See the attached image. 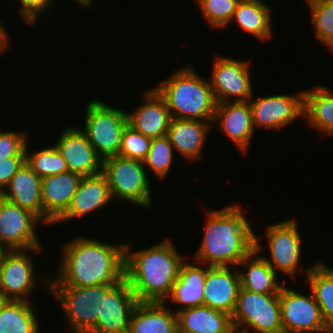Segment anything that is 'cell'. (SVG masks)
Returning a JSON list of instances; mask_svg holds the SVG:
<instances>
[{
	"mask_svg": "<svg viewBox=\"0 0 333 333\" xmlns=\"http://www.w3.org/2000/svg\"><path fill=\"white\" fill-rule=\"evenodd\" d=\"M174 152V148L167 136L153 138L143 164L150 167L156 177L162 180L170 173Z\"/></svg>",
	"mask_w": 333,
	"mask_h": 333,
	"instance_id": "cell-33",
	"label": "cell"
},
{
	"mask_svg": "<svg viewBox=\"0 0 333 333\" xmlns=\"http://www.w3.org/2000/svg\"><path fill=\"white\" fill-rule=\"evenodd\" d=\"M316 38L323 44L333 37V0H306Z\"/></svg>",
	"mask_w": 333,
	"mask_h": 333,
	"instance_id": "cell-35",
	"label": "cell"
},
{
	"mask_svg": "<svg viewBox=\"0 0 333 333\" xmlns=\"http://www.w3.org/2000/svg\"><path fill=\"white\" fill-rule=\"evenodd\" d=\"M178 333H235L231 315L201 305L176 312Z\"/></svg>",
	"mask_w": 333,
	"mask_h": 333,
	"instance_id": "cell-26",
	"label": "cell"
},
{
	"mask_svg": "<svg viewBox=\"0 0 333 333\" xmlns=\"http://www.w3.org/2000/svg\"><path fill=\"white\" fill-rule=\"evenodd\" d=\"M24 163L25 155H17L0 160V194Z\"/></svg>",
	"mask_w": 333,
	"mask_h": 333,
	"instance_id": "cell-39",
	"label": "cell"
},
{
	"mask_svg": "<svg viewBox=\"0 0 333 333\" xmlns=\"http://www.w3.org/2000/svg\"><path fill=\"white\" fill-rule=\"evenodd\" d=\"M241 205L206 212L204 237L195 260L208 266L235 267L255 250V232Z\"/></svg>",
	"mask_w": 333,
	"mask_h": 333,
	"instance_id": "cell-3",
	"label": "cell"
},
{
	"mask_svg": "<svg viewBox=\"0 0 333 333\" xmlns=\"http://www.w3.org/2000/svg\"><path fill=\"white\" fill-rule=\"evenodd\" d=\"M272 9L262 0H240L232 17L238 26L255 38L266 41L273 37Z\"/></svg>",
	"mask_w": 333,
	"mask_h": 333,
	"instance_id": "cell-28",
	"label": "cell"
},
{
	"mask_svg": "<svg viewBox=\"0 0 333 333\" xmlns=\"http://www.w3.org/2000/svg\"><path fill=\"white\" fill-rule=\"evenodd\" d=\"M142 94L145 102L126 112L128 126L151 139L166 136L171 120L166 101L154 87Z\"/></svg>",
	"mask_w": 333,
	"mask_h": 333,
	"instance_id": "cell-19",
	"label": "cell"
},
{
	"mask_svg": "<svg viewBox=\"0 0 333 333\" xmlns=\"http://www.w3.org/2000/svg\"><path fill=\"white\" fill-rule=\"evenodd\" d=\"M39 223L44 224L36 214L0 196V244L7 250L43 248L35 229Z\"/></svg>",
	"mask_w": 333,
	"mask_h": 333,
	"instance_id": "cell-12",
	"label": "cell"
},
{
	"mask_svg": "<svg viewBox=\"0 0 333 333\" xmlns=\"http://www.w3.org/2000/svg\"><path fill=\"white\" fill-rule=\"evenodd\" d=\"M29 140L25 147V163L41 178L57 175L68 171L67 163L62 154L54 146L39 149L29 154Z\"/></svg>",
	"mask_w": 333,
	"mask_h": 333,
	"instance_id": "cell-32",
	"label": "cell"
},
{
	"mask_svg": "<svg viewBox=\"0 0 333 333\" xmlns=\"http://www.w3.org/2000/svg\"><path fill=\"white\" fill-rule=\"evenodd\" d=\"M49 293L63 308L66 324L72 333H90L101 316L102 298L115 287L106 284L95 286H48ZM56 297V298H55Z\"/></svg>",
	"mask_w": 333,
	"mask_h": 333,
	"instance_id": "cell-5",
	"label": "cell"
},
{
	"mask_svg": "<svg viewBox=\"0 0 333 333\" xmlns=\"http://www.w3.org/2000/svg\"><path fill=\"white\" fill-rule=\"evenodd\" d=\"M82 178L80 174L70 171L42 178L45 226L54 224L67 211Z\"/></svg>",
	"mask_w": 333,
	"mask_h": 333,
	"instance_id": "cell-20",
	"label": "cell"
},
{
	"mask_svg": "<svg viewBox=\"0 0 333 333\" xmlns=\"http://www.w3.org/2000/svg\"><path fill=\"white\" fill-rule=\"evenodd\" d=\"M327 333H333V330H329V331H327Z\"/></svg>",
	"mask_w": 333,
	"mask_h": 333,
	"instance_id": "cell-45",
	"label": "cell"
},
{
	"mask_svg": "<svg viewBox=\"0 0 333 333\" xmlns=\"http://www.w3.org/2000/svg\"><path fill=\"white\" fill-rule=\"evenodd\" d=\"M240 288L238 268L207 266L203 305L232 315Z\"/></svg>",
	"mask_w": 333,
	"mask_h": 333,
	"instance_id": "cell-17",
	"label": "cell"
},
{
	"mask_svg": "<svg viewBox=\"0 0 333 333\" xmlns=\"http://www.w3.org/2000/svg\"><path fill=\"white\" fill-rule=\"evenodd\" d=\"M41 193L42 178L24 163L0 196L33 212L43 221Z\"/></svg>",
	"mask_w": 333,
	"mask_h": 333,
	"instance_id": "cell-25",
	"label": "cell"
},
{
	"mask_svg": "<svg viewBox=\"0 0 333 333\" xmlns=\"http://www.w3.org/2000/svg\"><path fill=\"white\" fill-rule=\"evenodd\" d=\"M138 300L124 279L102 298L101 316L90 333H128L130 317Z\"/></svg>",
	"mask_w": 333,
	"mask_h": 333,
	"instance_id": "cell-16",
	"label": "cell"
},
{
	"mask_svg": "<svg viewBox=\"0 0 333 333\" xmlns=\"http://www.w3.org/2000/svg\"><path fill=\"white\" fill-rule=\"evenodd\" d=\"M54 145L66 161L68 171L82 177L102 173L103 160L81 129L71 126L64 128Z\"/></svg>",
	"mask_w": 333,
	"mask_h": 333,
	"instance_id": "cell-15",
	"label": "cell"
},
{
	"mask_svg": "<svg viewBox=\"0 0 333 333\" xmlns=\"http://www.w3.org/2000/svg\"><path fill=\"white\" fill-rule=\"evenodd\" d=\"M154 88L166 101L171 118L213 121L217 102L209 79L191 66L178 68Z\"/></svg>",
	"mask_w": 333,
	"mask_h": 333,
	"instance_id": "cell-4",
	"label": "cell"
},
{
	"mask_svg": "<svg viewBox=\"0 0 333 333\" xmlns=\"http://www.w3.org/2000/svg\"><path fill=\"white\" fill-rule=\"evenodd\" d=\"M31 252L40 254L42 248L8 250L3 256L0 265V292L7 300L31 302L29 297L38 284V279L34 276Z\"/></svg>",
	"mask_w": 333,
	"mask_h": 333,
	"instance_id": "cell-13",
	"label": "cell"
},
{
	"mask_svg": "<svg viewBox=\"0 0 333 333\" xmlns=\"http://www.w3.org/2000/svg\"><path fill=\"white\" fill-rule=\"evenodd\" d=\"M131 245L125 243V280L138 302H169L184 257L170 239L135 252Z\"/></svg>",
	"mask_w": 333,
	"mask_h": 333,
	"instance_id": "cell-2",
	"label": "cell"
},
{
	"mask_svg": "<svg viewBox=\"0 0 333 333\" xmlns=\"http://www.w3.org/2000/svg\"><path fill=\"white\" fill-rule=\"evenodd\" d=\"M6 298L5 296L0 292V309L2 307V305L6 302Z\"/></svg>",
	"mask_w": 333,
	"mask_h": 333,
	"instance_id": "cell-44",
	"label": "cell"
},
{
	"mask_svg": "<svg viewBox=\"0 0 333 333\" xmlns=\"http://www.w3.org/2000/svg\"><path fill=\"white\" fill-rule=\"evenodd\" d=\"M265 233L270 257L263 258L275 272L278 271L295 280L302 255V237L297 221L291 218L280 223H272L267 225Z\"/></svg>",
	"mask_w": 333,
	"mask_h": 333,
	"instance_id": "cell-11",
	"label": "cell"
},
{
	"mask_svg": "<svg viewBox=\"0 0 333 333\" xmlns=\"http://www.w3.org/2000/svg\"><path fill=\"white\" fill-rule=\"evenodd\" d=\"M304 118L311 127L333 136V91L320 84L304 90Z\"/></svg>",
	"mask_w": 333,
	"mask_h": 333,
	"instance_id": "cell-29",
	"label": "cell"
},
{
	"mask_svg": "<svg viewBox=\"0 0 333 333\" xmlns=\"http://www.w3.org/2000/svg\"><path fill=\"white\" fill-rule=\"evenodd\" d=\"M62 250L59 272L48 286H117L125 279V244L77 236Z\"/></svg>",
	"mask_w": 333,
	"mask_h": 333,
	"instance_id": "cell-1",
	"label": "cell"
},
{
	"mask_svg": "<svg viewBox=\"0 0 333 333\" xmlns=\"http://www.w3.org/2000/svg\"><path fill=\"white\" fill-rule=\"evenodd\" d=\"M324 45H326L327 48L332 51L333 50V37L330 38L327 42H325Z\"/></svg>",
	"mask_w": 333,
	"mask_h": 333,
	"instance_id": "cell-43",
	"label": "cell"
},
{
	"mask_svg": "<svg viewBox=\"0 0 333 333\" xmlns=\"http://www.w3.org/2000/svg\"><path fill=\"white\" fill-rule=\"evenodd\" d=\"M32 302L6 300L0 309V333H40Z\"/></svg>",
	"mask_w": 333,
	"mask_h": 333,
	"instance_id": "cell-31",
	"label": "cell"
},
{
	"mask_svg": "<svg viewBox=\"0 0 333 333\" xmlns=\"http://www.w3.org/2000/svg\"><path fill=\"white\" fill-rule=\"evenodd\" d=\"M215 59L209 82L216 102L249 101L253 97L250 76L251 61L220 55Z\"/></svg>",
	"mask_w": 333,
	"mask_h": 333,
	"instance_id": "cell-9",
	"label": "cell"
},
{
	"mask_svg": "<svg viewBox=\"0 0 333 333\" xmlns=\"http://www.w3.org/2000/svg\"><path fill=\"white\" fill-rule=\"evenodd\" d=\"M212 122L171 118L166 136L174 151L193 162L203 156V146H205L209 130L212 128L210 127Z\"/></svg>",
	"mask_w": 333,
	"mask_h": 333,
	"instance_id": "cell-22",
	"label": "cell"
},
{
	"mask_svg": "<svg viewBox=\"0 0 333 333\" xmlns=\"http://www.w3.org/2000/svg\"><path fill=\"white\" fill-rule=\"evenodd\" d=\"M102 173L108 180L112 199L130 201L142 208L153 205L148 172L143 161L112 156L103 160Z\"/></svg>",
	"mask_w": 333,
	"mask_h": 333,
	"instance_id": "cell-6",
	"label": "cell"
},
{
	"mask_svg": "<svg viewBox=\"0 0 333 333\" xmlns=\"http://www.w3.org/2000/svg\"><path fill=\"white\" fill-rule=\"evenodd\" d=\"M79 4H81L82 7L92 8V0H75Z\"/></svg>",
	"mask_w": 333,
	"mask_h": 333,
	"instance_id": "cell-41",
	"label": "cell"
},
{
	"mask_svg": "<svg viewBox=\"0 0 333 333\" xmlns=\"http://www.w3.org/2000/svg\"><path fill=\"white\" fill-rule=\"evenodd\" d=\"M212 123L220 125L221 131L233 144H236L242 153L247 154L250 140H253L256 130L249 101L217 103Z\"/></svg>",
	"mask_w": 333,
	"mask_h": 333,
	"instance_id": "cell-18",
	"label": "cell"
},
{
	"mask_svg": "<svg viewBox=\"0 0 333 333\" xmlns=\"http://www.w3.org/2000/svg\"><path fill=\"white\" fill-rule=\"evenodd\" d=\"M7 251L8 250L3 245L0 244V265H1V261H2L3 256Z\"/></svg>",
	"mask_w": 333,
	"mask_h": 333,
	"instance_id": "cell-42",
	"label": "cell"
},
{
	"mask_svg": "<svg viewBox=\"0 0 333 333\" xmlns=\"http://www.w3.org/2000/svg\"><path fill=\"white\" fill-rule=\"evenodd\" d=\"M306 269L310 291L321 309L327 328L333 330V268L319 261Z\"/></svg>",
	"mask_w": 333,
	"mask_h": 333,
	"instance_id": "cell-30",
	"label": "cell"
},
{
	"mask_svg": "<svg viewBox=\"0 0 333 333\" xmlns=\"http://www.w3.org/2000/svg\"><path fill=\"white\" fill-rule=\"evenodd\" d=\"M196 264L184 261L181 265L178 278L174 281L169 301L180 306L175 312L203 305L204 283L207 276L206 267H201L202 263ZM199 263V264H198ZM198 264V265H197ZM197 265V266H196Z\"/></svg>",
	"mask_w": 333,
	"mask_h": 333,
	"instance_id": "cell-27",
	"label": "cell"
},
{
	"mask_svg": "<svg viewBox=\"0 0 333 333\" xmlns=\"http://www.w3.org/2000/svg\"><path fill=\"white\" fill-rule=\"evenodd\" d=\"M231 320L235 333H283L279 294L240 288Z\"/></svg>",
	"mask_w": 333,
	"mask_h": 333,
	"instance_id": "cell-8",
	"label": "cell"
},
{
	"mask_svg": "<svg viewBox=\"0 0 333 333\" xmlns=\"http://www.w3.org/2000/svg\"><path fill=\"white\" fill-rule=\"evenodd\" d=\"M108 180L103 173L83 177L67 211L55 222L85 217L112 201Z\"/></svg>",
	"mask_w": 333,
	"mask_h": 333,
	"instance_id": "cell-21",
	"label": "cell"
},
{
	"mask_svg": "<svg viewBox=\"0 0 333 333\" xmlns=\"http://www.w3.org/2000/svg\"><path fill=\"white\" fill-rule=\"evenodd\" d=\"M19 2V13L21 18L24 19V23L34 25L37 22V18L40 17L45 10H48L51 4L53 5L54 0H20Z\"/></svg>",
	"mask_w": 333,
	"mask_h": 333,
	"instance_id": "cell-38",
	"label": "cell"
},
{
	"mask_svg": "<svg viewBox=\"0 0 333 333\" xmlns=\"http://www.w3.org/2000/svg\"><path fill=\"white\" fill-rule=\"evenodd\" d=\"M151 140L127 125L122 134L118 155L143 161L149 152Z\"/></svg>",
	"mask_w": 333,
	"mask_h": 333,
	"instance_id": "cell-36",
	"label": "cell"
},
{
	"mask_svg": "<svg viewBox=\"0 0 333 333\" xmlns=\"http://www.w3.org/2000/svg\"><path fill=\"white\" fill-rule=\"evenodd\" d=\"M260 244L255 236V250L238 264L246 267V272L238 269L241 288L259 294H279L283 285L277 281L278 272L273 270L262 255L258 256L263 251V245Z\"/></svg>",
	"mask_w": 333,
	"mask_h": 333,
	"instance_id": "cell-23",
	"label": "cell"
},
{
	"mask_svg": "<svg viewBox=\"0 0 333 333\" xmlns=\"http://www.w3.org/2000/svg\"><path fill=\"white\" fill-rule=\"evenodd\" d=\"M167 302H138L134 307L128 333H178L176 312Z\"/></svg>",
	"mask_w": 333,
	"mask_h": 333,
	"instance_id": "cell-24",
	"label": "cell"
},
{
	"mask_svg": "<svg viewBox=\"0 0 333 333\" xmlns=\"http://www.w3.org/2000/svg\"><path fill=\"white\" fill-rule=\"evenodd\" d=\"M84 124L81 130L102 160L118 155L122 134L128 125L124 109L94 99L87 103Z\"/></svg>",
	"mask_w": 333,
	"mask_h": 333,
	"instance_id": "cell-7",
	"label": "cell"
},
{
	"mask_svg": "<svg viewBox=\"0 0 333 333\" xmlns=\"http://www.w3.org/2000/svg\"><path fill=\"white\" fill-rule=\"evenodd\" d=\"M297 95L277 94L249 100L254 129L280 130L303 117L304 90Z\"/></svg>",
	"mask_w": 333,
	"mask_h": 333,
	"instance_id": "cell-14",
	"label": "cell"
},
{
	"mask_svg": "<svg viewBox=\"0 0 333 333\" xmlns=\"http://www.w3.org/2000/svg\"><path fill=\"white\" fill-rule=\"evenodd\" d=\"M198 2L202 16L213 29L226 28L240 0H195Z\"/></svg>",
	"mask_w": 333,
	"mask_h": 333,
	"instance_id": "cell-34",
	"label": "cell"
},
{
	"mask_svg": "<svg viewBox=\"0 0 333 333\" xmlns=\"http://www.w3.org/2000/svg\"><path fill=\"white\" fill-rule=\"evenodd\" d=\"M284 285L279 292L283 333H327L312 291L307 296Z\"/></svg>",
	"mask_w": 333,
	"mask_h": 333,
	"instance_id": "cell-10",
	"label": "cell"
},
{
	"mask_svg": "<svg viewBox=\"0 0 333 333\" xmlns=\"http://www.w3.org/2000/svg\"><path fill=\"white\" fill-rule=\"evenodd\" d=\"M8 34V31L5 30V27L4 25H2V22L0 20V54L6 51V49L9 47L8 43H10V35Z\"/></svg>",
	"mask_w": 333,
	"mask_h": 333,
	"instance_id": "cell-40",
	"label": "cell"
},
{
	"mask_svg": "<svg viewBox=\"0 0 333 333\" xmlns=\"http://www.w3.org/2000/svg\"><path fill=\"white\" fill-rule=\"evenodd\" d=\"M28 134L18 131H0V160L17 155H25Z\"/></svg>",
	"mask_w": 333,
	"mask_h": 333,
	"instance_id": "cell-37",
	"label": "cell"
}]
</instances>
